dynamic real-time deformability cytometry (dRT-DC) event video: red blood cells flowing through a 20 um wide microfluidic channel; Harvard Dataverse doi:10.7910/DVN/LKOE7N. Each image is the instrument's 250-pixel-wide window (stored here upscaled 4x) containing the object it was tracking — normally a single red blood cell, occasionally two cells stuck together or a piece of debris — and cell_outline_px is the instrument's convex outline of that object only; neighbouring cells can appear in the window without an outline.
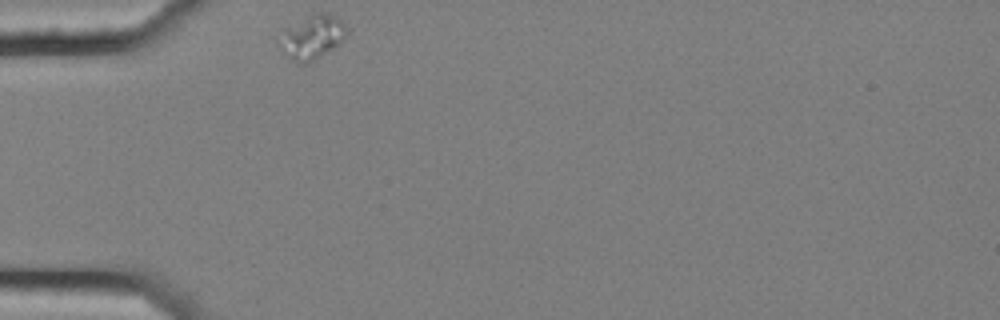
{"species": "common noctule bat (a hibernating species)", "species_latin": "Nyctalus noctula", "temperature_condition": "cold", "stored_images_in_passage": 34, "camera_frame_rate_fps": 3000, "um_per_image_px": 0.085, "animal": {"sex": "female", "body_mass_g": 25.1}, "frame": {"image": 1, "passage_image": 1, "time_ms": 0.0, "image_size_px": [1000, 320], "cell_outline_px": [[348, 36], [340, 44], [308, 64], [296, 64], [276, 44], [276, 40], [284, 28], [316, 12], [328, 12], [344, 20], [348, 28]], "centroid_in_image_um": [26.55, 3.15], "position_along_channel_um": 58.4, "area_um2": 17.98}}